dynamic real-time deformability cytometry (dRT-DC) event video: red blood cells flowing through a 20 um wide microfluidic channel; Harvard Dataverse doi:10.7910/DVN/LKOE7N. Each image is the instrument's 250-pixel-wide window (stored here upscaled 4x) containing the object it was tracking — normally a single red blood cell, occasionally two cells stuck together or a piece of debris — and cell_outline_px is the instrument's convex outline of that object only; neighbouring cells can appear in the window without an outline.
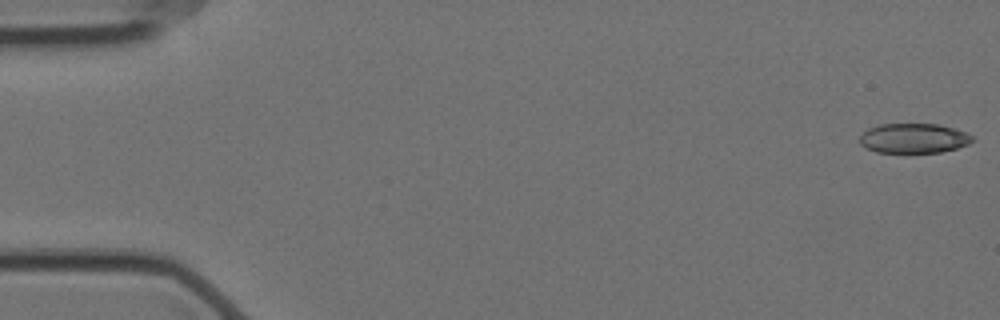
{"species": "Egyptian fruit bat (a non-hibernating species)", "species_latin": "Rousettus aegyptiacus", "temperature_condition": "cold", "stored_images_in_passage": 57, "camera_frame_rate_fps": 3000, "um_per_image_px": 0.085, "animal": {"sex": "female"}, "frame": {"image": 1, "passage_image": 1, "time_ms": 0.0, "image_size_px": [1000, 320], "cell_outline_px": [[976, 140], [968, 144], [956, 148], [940, 152], [876, 152], [860, 144], [860, 136], [868, 128], [880, 124], [940, 124], [956, 128], [972, 136]], "centroid_in_image_um": [77.69, 11.74], "position_along_channel_um": 7.3, "area_um2": 19.48}}
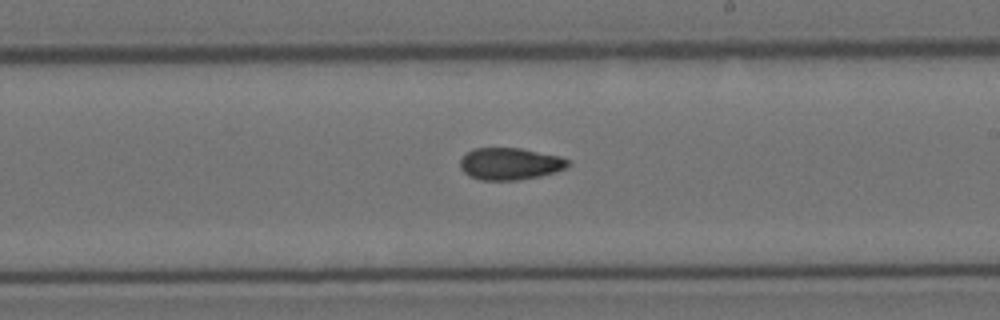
{"frame": {"image": 2, "passage_image": 33, "time_ms": 10.667, "image_size_px": [1000, 320], "cell_outline_px": [[572, 164], [568, 168], [556, 172], [540, 176], [516, 180], [480, 180], [468, 176], [460, 168], [460, 160], [464, 152], [472, 148], [520, 148], [560, 156], [568, 160]], "centroid_in_image_um": [43.34, 13.92], "position_along_channel_um": 245.7, "area_um2": 20.46}}
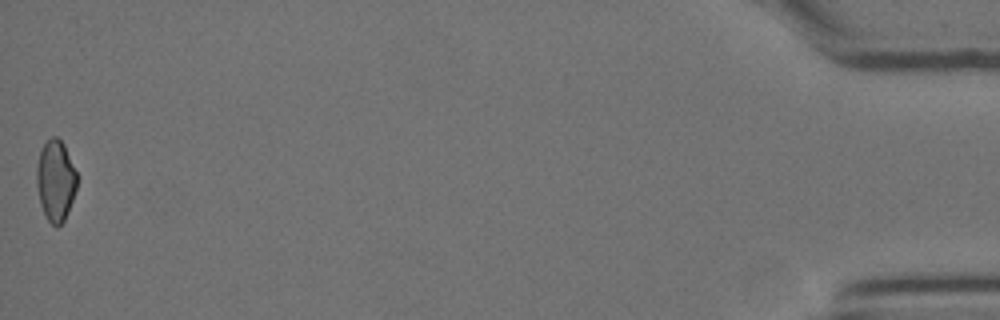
{"frame": {"image": 3, "passage_image": 57, "time_ms": 18.667, "image_size_px": [1000, 320], "cell_outline_px": [[76, 188], [72, 200], [64, 220], [56, 228], [48, 220], [40, 204], [36, 184], [36, 168], [40, 148], [52, 136], [56, 136], [64, 144], [76, 172]], "centroid_in_image_um": [4.7, 15.33], "position_along_channel_um": 430.5, "area_um2": 18.9}, "authors_computed_cell_mechanics": {"area_um2": 20.4612, "velocity_mm_per_s": 3.5234, "shape_relaxation_time_tau1_ms": null, "shape_relaxation_time_tau2_ms": 5.3165, "deformation_change_tau1": null, "deformation_change_tau2": 0.0868}}